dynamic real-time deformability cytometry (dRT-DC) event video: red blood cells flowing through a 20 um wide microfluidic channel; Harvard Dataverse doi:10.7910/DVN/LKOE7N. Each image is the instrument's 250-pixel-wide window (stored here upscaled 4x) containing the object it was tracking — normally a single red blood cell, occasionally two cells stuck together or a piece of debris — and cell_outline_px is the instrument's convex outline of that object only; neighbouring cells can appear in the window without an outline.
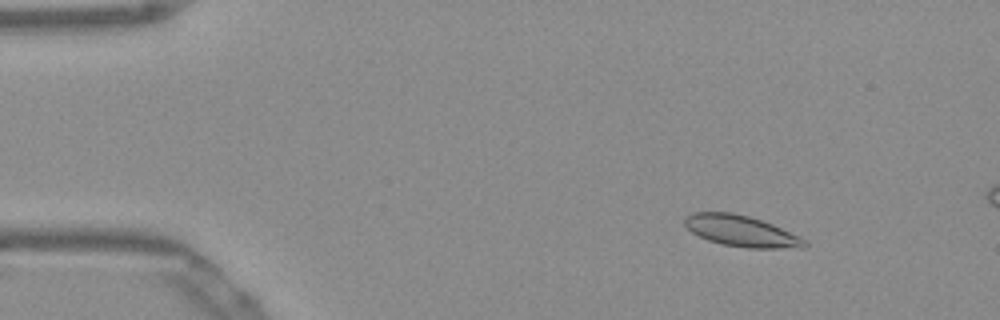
{"species": "Egyptian fruit bat (a non-hibernating species)", "species_latin": "Rousettus aegyptiacus", "temperature_condition": "warm", "stored_images_in_passage": 14, "camera_frame_rate_fps": 3000, "um_per_image_px": 0.085, "frame": {"image": 1, "passage_image": 7, "time_ms": 2.0, "image_size_px": [1000, 320], "cell_outline_px": [[808, 248], [748, 248], [720, 244], [708, 240], [692, 232], [684, 224], [684, 216], [692, 212], [732, 212], [748, 216], [772, 224], [800, 236], [808, 240]], "centroid_in_image_um": [63.03, 19.64], "position_along_channel_um": 22.0, "area_um2": 21.91}}